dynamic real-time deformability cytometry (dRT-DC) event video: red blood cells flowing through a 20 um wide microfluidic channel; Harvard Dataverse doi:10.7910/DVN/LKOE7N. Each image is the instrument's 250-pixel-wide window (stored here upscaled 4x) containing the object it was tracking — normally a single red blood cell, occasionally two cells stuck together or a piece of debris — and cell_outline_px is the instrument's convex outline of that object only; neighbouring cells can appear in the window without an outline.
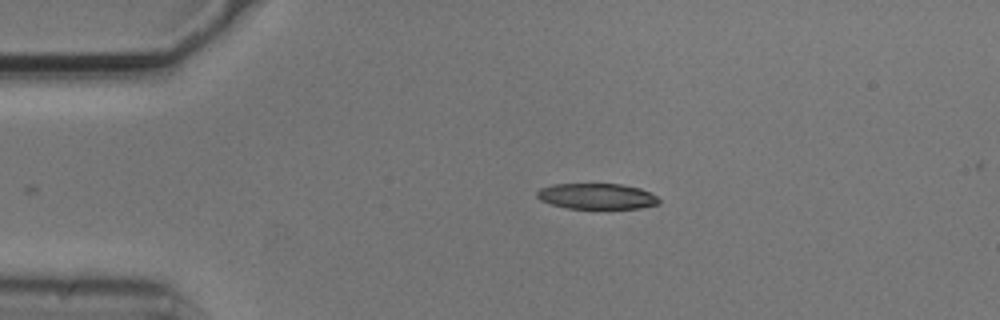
{"species": "common noctule bat (a hibernating species)", "species_latin": "Nyctalus noctula", "temperature_condition": "cold", "stored_images_in_passage": 41, "camera_frame_rate_fps": 3000, "um_per_image_px": 0.085, "animal": {"sex": "male", "body_mass_g": 20.5, "forearm_length_mm": 52.5}, "frame": {"image": 1, "passage_image": 1, "time_ms": 0.0, "image_size_px": [1000, 320], "cell_outline_px": [[660, 204], [640, 208], [568, 208], [552, 204], [540, 200], [536, 196], [536, 192], [540, 188], [552, 184], [620, 184], [640, 188], [656, 196], [660, 200]], "centroid_in_image_um": [50.72, 16.68], "position_along_channel_um": 34.3, "area_um2": 18.21}}